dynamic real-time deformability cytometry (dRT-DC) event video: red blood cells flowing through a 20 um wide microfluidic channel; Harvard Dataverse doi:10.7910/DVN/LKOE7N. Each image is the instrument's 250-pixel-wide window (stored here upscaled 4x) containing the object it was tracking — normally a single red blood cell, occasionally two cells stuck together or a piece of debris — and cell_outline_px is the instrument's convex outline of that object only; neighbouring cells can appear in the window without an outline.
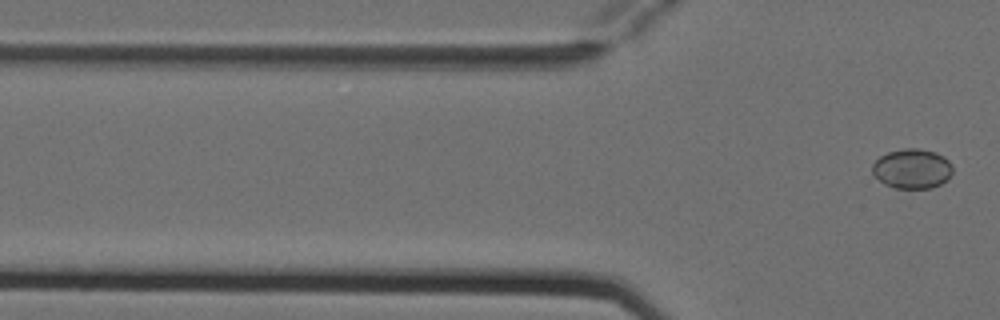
{"species": "Egyptian fruit bat (a non-hibernating species)", "species_latin": "Rousettus aegyptiacus", "temperature_condition": "cold", "stored_images_in_passage": 4, "segment_of_instrument_passage": [2, 2], "camera_frame_rate_fps": 3000, "um_per_image_px": 0.085, "animal": {"sex": "female"}, "frame": {"image": 1, "passage_image": 4, "time_ms": 1.0, "image_size_px": [1000, 320], "cell_outline_px": [[952, 172], [948, 180], [932, 188], [896, 188], [884, 184], [872, 172], [872, 164], [880, 156], [888, 152], [904, 148], [916, 148], [936, 152], [944, 156], [952, 164]], "centroid_in_image_um": [77.55, 14.33], "position_along_channel_um": 48.3, "area_um2": 18.67}}